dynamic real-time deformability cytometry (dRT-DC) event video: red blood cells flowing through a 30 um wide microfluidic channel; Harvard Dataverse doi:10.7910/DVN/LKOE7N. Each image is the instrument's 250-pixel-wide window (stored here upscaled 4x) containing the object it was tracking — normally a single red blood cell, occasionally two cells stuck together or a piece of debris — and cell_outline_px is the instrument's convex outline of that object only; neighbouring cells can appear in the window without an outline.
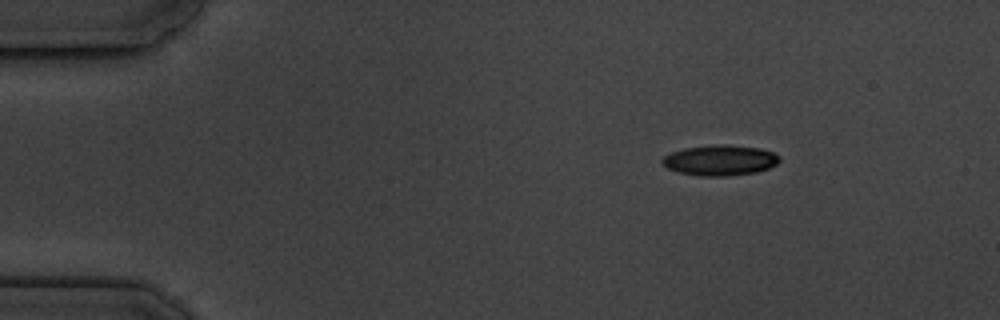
{"species": "common noctule bat (a hibernating species)", "species_latin": "Nyctalus noctula", "temperature_condition": "cold", "stored_images_in_passage": 3, "camera_frame_rate_fps": 3000, "um_per_image_px": 0.085, "animal": {"sex": "male", "body_mass_g": 19.5, "forearm_length_mm": 54.6}, "frame": {"image": 1, "passage_image": 1, "time_ms": 0.0, "image_size_px": [1000, 320], "cell_outline_px": [[780, 160], [776, 164], [768, 168], [756, 172], [728, 176], [700, 176], [680, 172], [668, 168], [660, 164], [660, 160], [664, 156], [672, 152], [684, 148], [716, 144], [720, 144], [760, 148], [772, 152], [780, 156]], "centroid_in_image_um": [61.18, 13.62], "position_along_channel_um": 23.8, "area_um2": 20.81}}